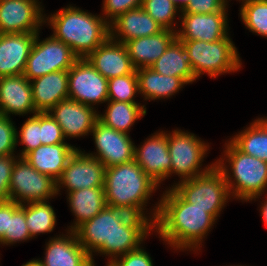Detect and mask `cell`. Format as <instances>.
Returning <instances> with one entry per match:
<instances>
[{"instance_id":"obj_1","label":"cell","mask_w":267,"mask_h":266,"mask_svg":"<svg viewBox=\"0 0 267 266\" xmlns=\"http://www.w3.org/2000/svg\"><path fill=\"white\" fill-rule=\"evenodd\" d=\"M74 232L94 265V256L99 254L105 256L108 260L106 264H109L113 259L139 248L148 236L153 235L154 223L148 217L106 205Z\"/></svg>"},{"instance_id":"obj_2","label":"cell","mask_w":267,"mask_h":266,"mask_svg":"<svg viewBox=\"0 0 267 266\" xmlns=\"http://www.w3.org/2000/svg\"><path fill=\"white\" fill-rule=\"evenodd\" d=\"M154 234L174 251L201 252L202 243L216 220L205 209L186 202L172 187L160 196Z\"/></svg>"},{"instance_id":"obj_3","label":"cell","mask_w":267,"mask_h":266,"mask_svg":"<svg viewBox=\"0 0 267 266\" xmlns=\"http://www.w3.org/2000/svg\"><path fill=\"white\" fill-rule=\"evenodd\" d=\"M159 187L135 160L105 170L106 205L127 211L133 215L148 217L153 223L158 215L160 201L149 208L150 212L146 207Z\"/></svg>"},{"instance_id":"obj_4","label":"cell","mask_w":267,"mask_h":266,"mask_svg":"<svg viewBox=\"0 0 267 266\" xmlns=\"http://www.w3.org/2000/svg\"><path fill=\"white\" fill-rule=\"evenodd\" d=\"M46 24L52 36L68 45L78 58H87L110 37L109 23L101 14L71 4L48 16L44 14Z\"/></svg>"},{"instance_id":"obj_5","label":"cell","mask_w":267,"mask_h":266,"mask_svg":"<svg viewBox=\"0 0 267 266\" xmlns=\"http://www.w3.org/2000/svg\"><path fill=\"white\" fill-rule=\"evenodd\" d=\"M215 165L225 175L232 200L249 202L267 192V162L238 150L228 139Z\"/></svg>"},{"instance_id":"obj_6","label":"cell","mask_w":267,"mask_h":266,"mask_svg":"<svg viewBox=\"0 0 267 266\" xmlns=\"http://www.w3.org/2000/svg\"><path fill=\"white\" fill-rule=\"evenodd\" d=\"M180 41L186 49L190 67L198 80L204 74L214 79L226 73L239 72L242 68L238 49L229 34L224 39L214 42Z\"/></svg>"},{"instance_id":"obj_7","label":"cell","mask_w":267,"mask_h":266,"mask_svg":"<svg viewBox=\"0 0 267 266\" xmlns=\"http://www.w3.org/2000/svg\"><path fill=\"white\" fill-rule=\"evenodd\" d=\"M169 187L194 207L205 209L216 221L226 204L232 201L225 175L216 165L192 179L174 181Z\"/></svg>"},{"instance_id":"obj_8","label":"cell","mask_w":267,"mask_h":266,"mask_svg":"<svg viewBox=\"0 0 267 266\" xmlns=\"http://www.w3.org/2000/svg\"><path fill=\"white\" fill-rule=\"evenodd\" d=\"M183 130L176 128L172 132L166 131L171 156L169 177L177 175L180 178L178 182L202 175L215 165V162H212L202 167V162L209 154L210 144L194 133Z\"/></svg>"},{"instance_id":"obj_9","label":"cell","mask_w":267,"mask_h":266,"mask_svg":"<svg viewBox=\"0 0 267 266\" xmlns=\"http://www.w3.org/2000/svg\"><path fill=\"white\" fill-rule=\"evenodd\" d=\"M56 181L38 172L24 157L14 163L9 184V200L18 204L51 201L56 198Z\"/></svg>"},{"instance_id":"obj_10","label":"cell","mask_w":267,"mask_h":266,"mask_svg":"<svg viewBox=\"0 0 267 266\" xmlns=\"http://www.w3.org/2000/svg\"><path fill=\"white\" fill-rule=\"evenodd\" d=\"M38 32L31 53L26 61L24 76L34 80L55 71H68L78 57L71 48L52 35L40 39Z\"/></svg>"},{"instance_id":"obj_11","label":"cell","mask_w":267,"mask_h":266,"mask_svg":"<svg viewBox=\"0 0 267 266\" xmlns=\"http://www.w3.org/2000/svg\"><path fill=\"white\" fill-rule=\"evenodd\" d=\"M68 98L93 108L106 103L108 79L87 58H78L68 70Z\"/></svg>"},{"instance_id":"obj_12","label":"cell","mask_w":267,"mask_h":266,"mask_svg":"<svg viewBox=\"0 0 267 266\" xmlns=\"http://www.w3.org/2000/svg\"><path fill=\"white\" fill-rule=\"evenodd\" d=\"M105 166L80 148L70 156L60 178L56 181L57 195L83 188L104 187Z\"/></svg>"},{"instance_id":"obj_13","label":"cell","mask_w":267,"mask_h":266,"mask_svg":"<svg viewBox=\"0 0 267 266\" xmlns=\"http://www.w3.org/2000/svg\"><path fill=\"white\" fill-rule=\"evenodd\" d=\"M39 0H0V33H38L44 25Z\"/></svg>"},{"instance_id":"obj_14","label":"cell","mask_w":267,"mask_h":266,"mask_svg":"<svg viewBox=\"0 0 267 266\" xmlns=\"http://www.w3.org/2000/svg\"><path fill=\"white\" fill-rule=\"evenodd\" d=\"M90 135L93 136L96 152L87 154L99 159L105 168L134 160L135 143L130 134L116 131L98 120Z\"/></svg>"},{"instance_id":"obj_15","label":"cell","mask_w":267,"mask_h":266,"mask_svg":"<svg viewBox=\"0 0 267 266\" xmlns=\"http://www.w3.org/2000/svg\"><path fill=\"white\" fill-rule=\"evenodd\" d=\"M141 145H135L134 160L142 170L159 186L169 179L171 156L166 131H156L145 138Z\"/></svg>"},{"instance_id":"obj_16","label":"cell","mask_w":267,"mask_h":266,"mask_svg":"<svg viewBox=\"0 0 267 266\" xmlns=\"http://www.w3.org/2000/svg\"><path fill=\"white\" fill-rule=\"evenodd\" d=\"M228 12L181 13L176 31L178 40L214 42L224 39L230 31Z\"/></svg>"},{"instance_id":"obj_17","label":"cell","mask_w":267,"mask_h":266,"mask_svg":"<svg viewBox=\"0 0 267 266\" xmlns=\"http://www.w3.org/2000/svg\"><path fill=\"white\" fill-rule=\"evenodd\" d=\"M62 128L65 139L88 136L98 121L96 108L77 101L66 99L59 102L49 112Z\"/></svg>"},{"instance_id":"obj_18","label":"cell","mask_w":267,"mask_h":266,"mask_svg":"<svg viewBox=\"0 0 267 266\" xmlns=\"http://www.w3.org/2000/svg\"><path fill=\"white\" fill-rule=\"evenodd\" d=\"M54 235L45 242L43 266H93L90 254L79 243L74 231Z\"/></svg>"},{"instance_id":"obj_19","label":"cell","mask_w":267,"mask_h":266,"mask_svg":"<svg viewBox=\"0 0 267 266\" xmlns=\"http://www.w3.org/2000/svg\"><path fill=\"white\" fill-rule=\"evenodd\" d=\"M35 113L31 83L24 74L0 77V114L11 117Z\"/></svg>"},{"instance_id":"obj_20","label":"cell","mask_w":267,"mask_h":266,"mask_svg":"<svg viewBox=\"0 0 267 266\" xmlns=\"http://www.w3.org/2000/svg\"><path fill=\"white\" fill-rule=\"evenodd\" d=\"M37 33H0V77L24 74Z\"/></svg>"},{"instance_id":"obj_21","label":"cell","mask_w":267,"mask_h":266,"mask_svg":"<svg viewBox=\"0 0 267 266\" xmlns=\"http://www.w3.org/2000/svg\"><path fill=\"white\" fill-rule=\"evenodd\" d=\"M87 60L108 80L136 70L125 45L110 37L98 46L87 57Z\"/></svg>"},{"instance_id":"obj_22","label":"cell","mask_w":267,"mask_h":266,"mask_svg":"<svg viewBox=\"0 0 267 266\" xmlns=\"http://www.w3.org/2000/svg\"><path fill=\"white\" fill-rule=\"evenodd\" d=\"M110 38L125 43L129 40L158 34L163 28L142 7L128 10L110 24Z\"/></svg>"},{"instance_id":"obj_23","label":"cell","mask_w":267,"mask_h":266,"mask_svg":"<svg viewBox=\"0 0 267 266\" xmlns=\"http://www.w3.org/2000/svg\"><path fill=\"white\" fill-rule=\"evenodd\" d=\"M176 38L175 31L163 29L155 35L129 40L124 45L136 69L150 68Z\"/></svg>"},{"instance_id":"obj_24","label":"cell","mask_w":267,"mask_h":266,"mask_svg":"<svg viewBox=\"0 0 267 266\" xmlns=\"http://www.w3.org/2000/svg\"><path fill=\"white\" fill-rule=\"evenodd\" d=\"M37 113L49 112L68 99V71H55L30 81Z\"/></svg>"},{"instance_id":"obj_25","label":"cell","mask_w":267,"mask_h":266,"mask_svg":"<svg viewBox=\"0 0 267 266\" xmlns=\"http://www.w3.org/2000/svg\"><path fill=\"white\" fill-rule=\"evenodd\" d=\"M78 147L70 143L41 145L28 152L24 158L38 172L46 174L57 181L70 156Z\"/></svg>"},{"instance_id":"obj_26","label":"cell","mask_w":267,"mask_h":266,"mask_svg":"<svg viewBox=\"0 0 267 266\" xmlns=\"http://www.w3.org/2000/svg\"><path fill=\"white\" fill-rule=\"evenodd\" d=\"M67 194V203L74 215L67 231H75L84 222L91 220L106 206L104 187L83 188Z\"/></svg>"},{"instance_id":"obj_27","label":"cell","mask_w":267,"mask_h":266,"mask_svg":"<svg viewBox=\"0 0 267 266\" xmlns=\"http://www.w3.org/2000/svg\"><path fill=\"white\" fill-rule=\"evenodd\" d=\"M136 73L139 94L144 101L169 99L187 85L180 77L156 73L151 67L138 68Z\"/></svg>"},{"instance_id":"obj_28","label":"cell","mask_w":267,"mask_h":266,"mask_svg":"<svg viewBox=\"0 0 267 266\" xmlns=\"http://www.w3.org/2000/svg\"><path fill=\"white\" fill-rule=\"evenodd\" d=\"M151 68L162 75L180 77L186 84H192L197 80L190 67L186 49L177 38Z\"/></svg>"},{"instance_id":"obj_29","label":"cell","mask_w":267,"mask_h":266,"mask_svg":"<svg viewBox=\"0 0 267 266\" xmlns=\"http://www.w3.org/2000/svg\"><path fill=\"white\" fill-rule=\"evenodd\" d=\"M104 113H98V120L105 126L126 134L136 121L147 114L146 105L108 100Z\"/></svg>"},{"instance_id":"obj_30","label":"cell","mask_w":267,"mask_h":266,"mask_svg":"<svg viewBox=\"0 0 267 266\" xmlns=\"http://www.w3.org/2000/svg\"><path fill=\"white\" fill-rule=\"evenodd\" d=\"M228 140L241 152L267 162V117H258Z\"/></svg>"},{"instance_id":"obj_31","label":"cell","mask_w":267,"mask_h":266,"mask_svg":"<svg viewBox=\"0 0 267 266\" xmlns=\"http://www.w3.org/2000/svg\"><path fill=\"white\" fill-rule=\"evenodd\" d=\"M20 207L25 211L27 227L33 239L54 231L57 216L49 201L24 203Z\"/></svg>"},{"instance_id":"obj_32","label":"cell","mask_w":267,"mask_h":266,"mask_svg":"<svg viewBox=\"0 0 267 266\" xmlns=\"http://www.w3.org/2000/svg\"><path fill=\"white\" fill-rule=\"evenodd\" d=\"M239 16L245 28L267 38V0H239Z\"/></svg>"},{"instance_id":"obj_33","label":"cell","mask_w":267,"mask_h":266,"mask_svg":"<svg viewBox=\"0 0 267 266\" xmlns=\"http://www.w3.org/2000/svg\"><path fill=\"white\" fill-rule=\"evenodd\" d=\"M141 7L163 29L177 31L181 10L171 0H143Z\"/></svg>"},{"instance_id":"obj_34","label":"cell","mask_w":267,"mask_h":266,"mask_svg":"<svg viewBox=\"0 0 267 266\" xmlns=\"http://www.w3.org/2000/svg\"><path fill=\"white\" fill-rule=\"evenodd\" d=\"M32 240L28 230L25 211L20 204L9 200V232L5 233V237L0 241V246H10Z\"/></svg>"},{"instance_id":"obj_35","label":"cell","mask_w":267,"mask_h":266,"mask_svg":"<svg viewBox=\"0 0 267 266\" xmlns=\"http://www.w3.org/2000/svg\"><path fill=\"white\" fill-rule=\"evenodd\" d=\"M136 95H139L136 70L133 73L108 80V100L140 103L135 101V98L137 97Z\"/></svg>"},{"instance_id":"obj_36","label":"cell","mask_w":267,"mask_h":266,"mask_svg":"<svg viewBox=\"0 0 267 266\" xmlns=\"http://www.w3.org/2000/svg\"><path fill=\"white\" fill-rule=\"evenodd\" d=\"M20 130L16 131V144L23 145L22 150L17 154L19 157H24L28 152L42 145L41 128H40V113H35L29 116L22 124Z\"/></svg>"},{"instance_id":"obj_37","label":"cell","mask_w":267,"mask_h":266,"mask_svg":"<svg viewBox=\"0 0 267 266\" xmlns=\"http://www.w3.org/2000/svg\"><path fill=\"white\" fill-rule=\"evenodd\" d=\"M16 127L11 117L0 114V156L16 155Z\"/></svg>"},{"instance_id":"obj_38","label":"cell","mask_w":267,"mask_h":266,"mask_svg":"<svg viewBox=\"0 0 267 266\" xmlns=\"http://www.w3.org/2000/svg\"><path fill=\"white\" fill-rule=\"evenodd\" d=\"M41 143L51 145L68 143L64 137L62 128L48 112L40 113Z\"/></svg>"},{"instance_id":"obj_39","label":"cell","mask_w":267,"mask_h":266,"mask_svg":"<svg viewBox=\"0 0 267 266\" xmlns=\"http://www.w3.org/2000/svg\"><path fill=\"white\" fill-rule=\"evenodd\" d=\"M102 2L101 15L110 24L128 10L141 7L143 0H103Z\"/></svg>"},{"instance_id":"obj_40","label":"cell","mask_w":267,"mask_h":266,"mask_svg":"<svg viewBox=\"0 0 267 266\" xmlns=\"http://www.w3.org/2000/svg\"><path fill=\"white\" fill-rule=\"evenodd\" d=\"M142 244L139 248L113 259L108 266H154L153 259Z\"/></svg>"},{"instance_id":"obj_41","label":"cell","mask_w":267,"mask_h":266,"mask_svg":"<svg viewBox=\"0 0 267 266\" xmlns=\"http://www.w3.org/2000/svg\"><path fill=\"white\" fill-rule=\"evenodd\" d=\"M229 0H190L181 13L229 12Z\"/></svg>"},{"instance_id":"obj_42","label":"cell","mask_w":267,"mask_h":266,"mask_svg":"<svg viewBox=\"0 0 267 266\" xmlns=\"http://www.w3.org/2000/svg\"><path fill=\"white\" fill-rule=\"evenodd\" d=\"M18 155L0 156V202L9 201V184Z\"/></svg>"},{"instance_id":"obj_43","label":"cell","mask_w":267,"mask_h":266,"mask_svg":"<svg viewBox=\"0 0 267 266\" xmlns=\"http://www.w3.org/2000/svg\"><path fill=\"white\" fill-rule=\"evenodd\" d=\"M9 232V201L0 202V241Z\"/></svg>"},{"instance_id":"obj_44","label":"cell","mask_w":267,"mask_h":266,"mask_svg":"<svg viewBox=\"0 0 267 266\" xmlns=\"http://www.w3.org/2000/svg\"><path fill=\"white\" fill-rule=\"evenodd\" d=\"M264 194L254 197L249 202L258 201L260 199L263 200V201H259V202H261L259 205V207H260L259 211H260V216L262 217V222L267 227V196H266L267 192H265Z\"/></svg>"},{"instance_id":"obj_45","label":"cell","mask_w":267,"mask_h":266,"mask_svg":"<svg viewBox=\"0 0 267 266\" xmlns=\"http://www.w3.org/2000/svg\"><path fill=\"white\" fill-rule=\"evenodd\" d=\"M21 266H43L42 262L39 258H33L32 260L27 261L26 263L22 264Z\"/></svg>"},{"instance_id":"obj_46","label":"cell","mask_w":267,"mask_h":266,"mask_svg":"<svg viewBox=\"0 0 267 266\" xmlns=\"http://www.w3.org/2000/svg\"><path fill=\"white\" fill-rule=\"evenodd\" d=\"M182 11L189 3L190 0H171Z\"/></svg>"},{"instance_id":"obj_47","label":"cell","mask_w":267,"mask_h":266,"mask_svg":"<svg viewBox=\"0 0 267 266\" xmlns=\"http://www.w3.org/2000/svg\"><path fill=\"white\" fill-rule=\"evenodd\" d=\"M228 266H229V265H228ZM230 266H244V265H243V264H242V265L240 264V265H230Z\"/></svg>"}]
</instances>
